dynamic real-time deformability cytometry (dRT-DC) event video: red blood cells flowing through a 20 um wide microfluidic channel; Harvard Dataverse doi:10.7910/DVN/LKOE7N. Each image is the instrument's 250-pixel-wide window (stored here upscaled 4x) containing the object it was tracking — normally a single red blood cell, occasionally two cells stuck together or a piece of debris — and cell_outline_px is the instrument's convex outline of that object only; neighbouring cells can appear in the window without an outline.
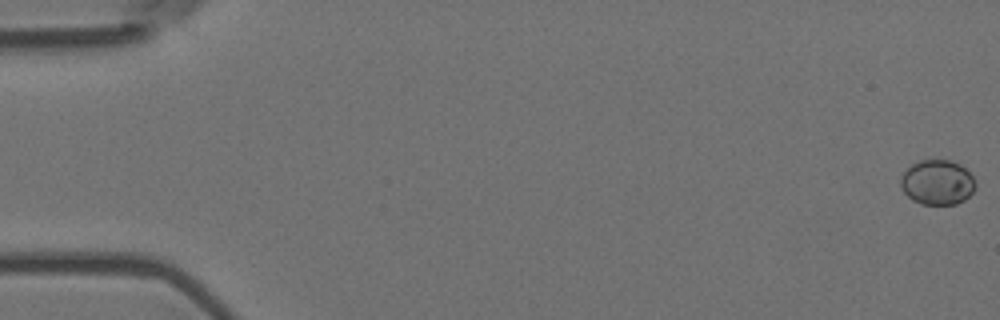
{"species": "Egyptian fruit bat (a non-hibernating species)", "species_latin": "Rousettus aegyptiacus", "temperature_condition": "room temperature", "stored_images_in_passage": 5, "camera_frame_rate_fps": 3000, "um_per_image_px": 0.085, "animal": {"sex": "female"}, "frame": {"image": 1, "passage_image": 1, "time_ms": 0.0, "image_size_px": [1000, 320], "cell_outline_px": [[976, 184], [972, 192], [964, 200], [956, 204], [920, 204], [912, 200], [904, 192], [900, 184], [900, 176], [912, 164], [920, 160], [952, 160], [960, 164], [972, 176]], "centroid_in_image_um": [79.66, 15.5], "position_along_channel_um": 5.3, "area_um2": 19.54}}